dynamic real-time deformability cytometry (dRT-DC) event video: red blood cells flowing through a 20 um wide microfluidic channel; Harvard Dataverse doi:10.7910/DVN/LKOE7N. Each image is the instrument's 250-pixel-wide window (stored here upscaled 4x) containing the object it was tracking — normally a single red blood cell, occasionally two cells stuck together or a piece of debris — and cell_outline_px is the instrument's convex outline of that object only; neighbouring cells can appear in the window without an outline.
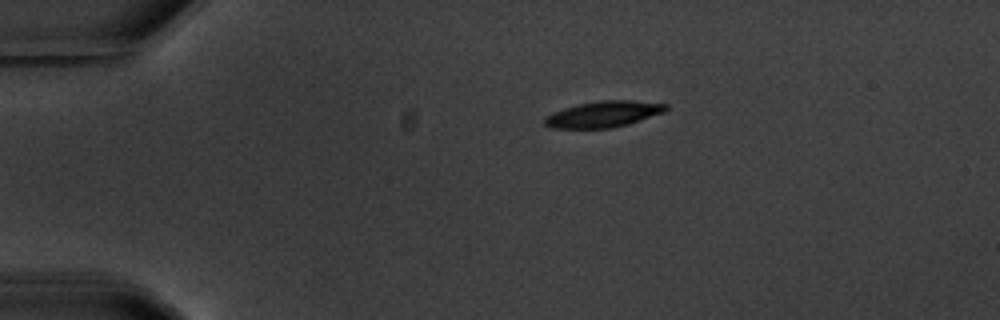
{"species": "common noctule bat (a hibernating species)", "species_latin": "Nyctalus noctula", "temperature_condition": "warm", "stored_images_in_passage": 2, "camera_frame_rate_fps": 3000, "um_per_image_px": 0.085, "animal": {"sex": "male", "body_mass_g": 20.1, "forearm_length_mm": 53.5}, "frame": {"image": 1, "passage_image": 1, "time_ms": 0.0, "image_size_px": [1000, 320], "cell_outline_px": [[668, 108], [664, 112], [628, 124], [612, 128], [552, 128], [544, 124], [544, 116], [552, 112], [576, 104], [600, 100], [632, 100], [668, 104]], "centroid_in_image_um": [51.27, 9.7], "position_along_channel_um": 33.7, "area_um2": 18.55}}